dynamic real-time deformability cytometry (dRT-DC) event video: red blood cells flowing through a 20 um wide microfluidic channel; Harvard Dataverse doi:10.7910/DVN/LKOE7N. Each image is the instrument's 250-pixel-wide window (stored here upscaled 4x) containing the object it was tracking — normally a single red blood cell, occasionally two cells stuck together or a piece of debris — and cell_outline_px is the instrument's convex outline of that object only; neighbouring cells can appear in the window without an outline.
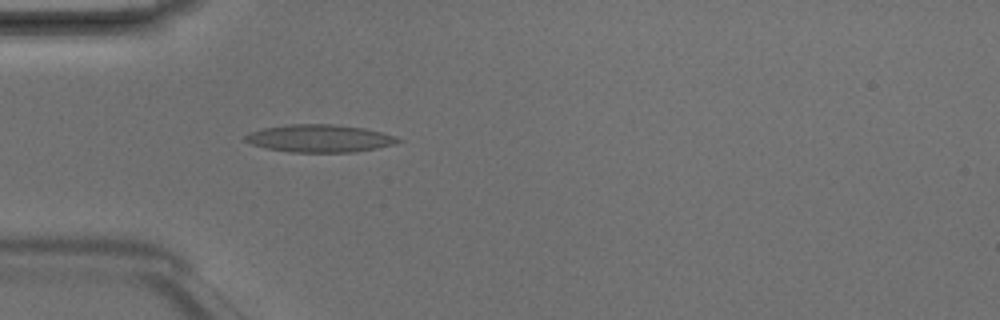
{"species": "Egyptian fruit bat (a non-hibernating species)", "species_latin": "Rousettus aegyptiacus", "temperature_condition": "room temperature", "stored_images_in_passage": 3, "camera_frame_rate_fps": 3000, "um_per_image_px": 0.085, "animal": {"sex": "male"}, "frame": {"image": 1, "passage_image": 3, "time_ms": 0.667, "image_size_px": [1000, 320], "cell_outline_px": [[404, 140], [392, 144], [376, 148], [352, 152], [288, 152], [264, 148], [252, 144], [244, 140], [244, 136], [248, 132], [264, 128], [288, 124], [332, 124], [364, 128], [396, 136]], "centroid_in_image_um": [27.12, 11.76], "position_along_channel_um": 57.9, "area_um2": 24.57}}